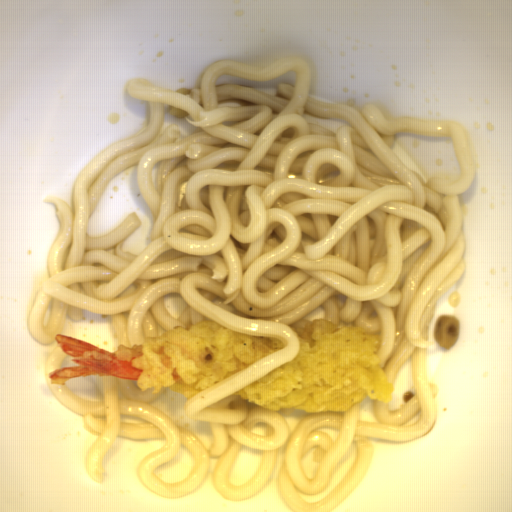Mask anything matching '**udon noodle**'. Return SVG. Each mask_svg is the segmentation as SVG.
<instances>
[{"label":"udon noodle","mask_w":512,"mask_h":512,"mask_svg":"<svg viewBox=\"0 0 512 512\" xmlns=\"http://www.w3.org/2000/svg\"><path fill=\"white\" fill-rule=\"evenodd\" d=\"M291 70L295 86L280 81L275 95L237 82L215 86L225 75L270 81ZM312 90V67L299 55L265 67L221 59L189 94L131 78L126 95L147 103L144 130L84 166L70 205L42 199L55 206L59 229L26 324L38 343L54 346L43 366L49 390L97 437L83 459L96 484L116 439L162 440L136 475L163 499L187 498L211 475L228 501L255 498L275 482L291 512H333L367 476L371 440L406 444L437 425L430 324L467 267L460 195L477 172L470 134L457 120L388 118L377 101L328 102ZM166 104L197 129L186 136L177 124L164 128ZM304 114L350 123L335 134ZM398 133L449 137L461 176L428 177ZM135 165L154 216L138 256L122 252L142 226L134 212L105 235L87 232L109 182ZM305 317L381 336L377 355L395 386L392 401L366 395L346 412L286 415L240 400L235 391L296 357L301 344L289 326ZM203 319L286 346L189 400L97 374L65 386L47 377L79 366L57 333L114 352Z\"/></svg>","instance_id":"obj_1"}]
</instances>
